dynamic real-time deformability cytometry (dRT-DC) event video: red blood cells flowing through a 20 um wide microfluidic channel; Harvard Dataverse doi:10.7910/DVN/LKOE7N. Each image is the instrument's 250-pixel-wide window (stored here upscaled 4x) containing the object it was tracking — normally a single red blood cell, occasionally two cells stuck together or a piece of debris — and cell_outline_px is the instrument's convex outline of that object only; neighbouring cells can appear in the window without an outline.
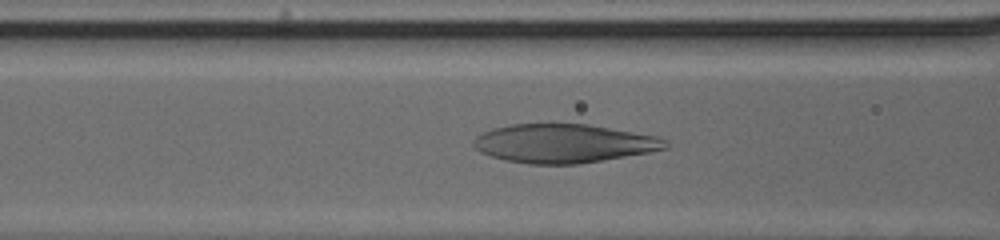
{"species": "human", "species_latin": "Homo sapiens", "temperature_condition": "cold", "stored_images_in_passage": 42, "camera_frame_rate_fps": 3000, "um_per_image_px": 0.085, "donor": {"sex": "male"}, "frame": {"image": 1, "passage_image": 14, "time_ms": 4.333, "image_size_px": [1000, 240], "cell_outline_px": [[668, 148], [648, 152], [576, 164], [528, 164], [504, 160], [480, 152], [472, 144], [472, 140], [476, 136], [492, 128], [512, 124], [588, 124], [656, 136], [664, 140], [668, 144]], "centroid_in_image_um": [47.86, 12.19], "position_along_channel_um": 118.7, "area_um2": 42.95}}
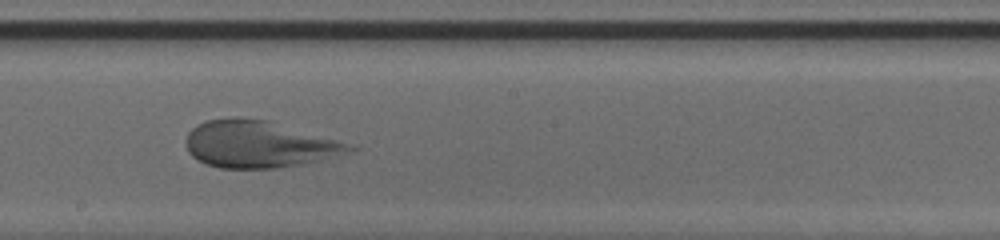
{"frame": {"image": 2, "passage_image": 22, "time_ms": 7.0, "image_size_px": [1000, 240], "cell_outline_px": [[356, 148], [320, 160], [304, 164], [276, 168], [220, 168], [204, 164], [196, 160], [188, 152], [184, 144], [184, 140], [188, 132], [196, 124], [208, 120], [236, 116], [268, 120], [332, 140]], "centroid_in_image_um": [21.8, 12.26], "position_along_channel_um": 226.4, "area_um2": 44.04}}
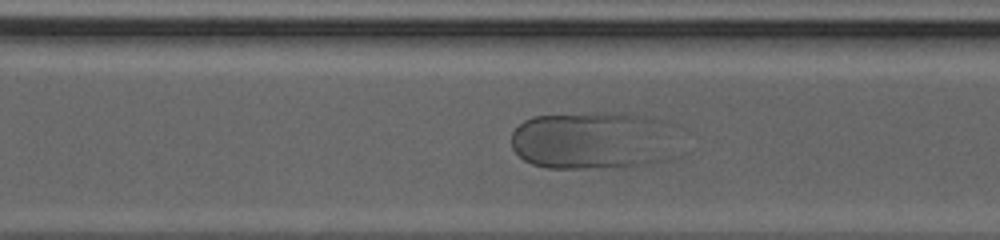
{"frame": {"image": 3, "passage_image": 29, "time_ms": 9.333, "image_size_px": [1000, 240], "cell_outline_px": [[672, 160], [648, 164], [580, 168], [548, 168], [532, 164], [524, 160], [512, 148], [512, 132], [524, 120], [532, 116], [608, 112], [620, 112], [668, 120]], "centroid_in_image_um": [50.36, 11.92], "position_along_channel_um": 320.2, "area_um2": 56.07}}